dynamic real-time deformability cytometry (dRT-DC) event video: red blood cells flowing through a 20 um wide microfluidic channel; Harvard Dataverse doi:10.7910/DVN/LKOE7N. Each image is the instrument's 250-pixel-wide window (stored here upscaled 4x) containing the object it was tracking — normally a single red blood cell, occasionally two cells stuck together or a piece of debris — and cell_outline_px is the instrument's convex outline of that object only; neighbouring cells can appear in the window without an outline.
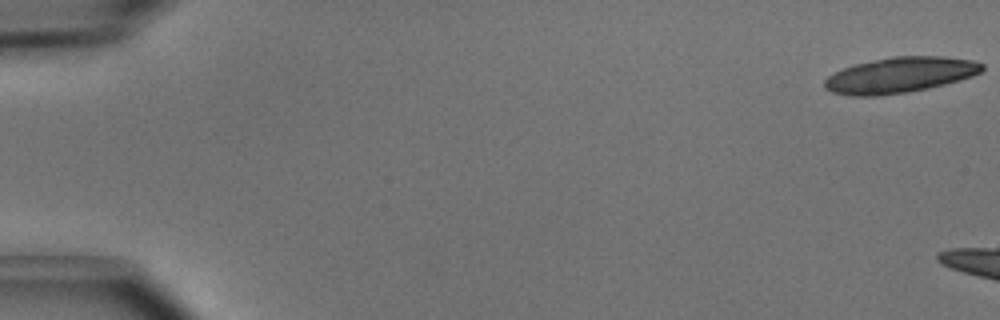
{"species": "common noctule bat (a hibernating species)", "species_latin": "Nyctalus noctula", "temperature_condition": "cold", "stored_images_in_passage": 6, "camera_frame_rate_fps": 3000, "um_per_image_px": 0.085, "animal": {"sex": "male", "body_mass_g": 15.6}, "frame": {"image": 1, "passage_image": 1, "time_ms": 0.0, "image_size_px": [1000, 320], "cell_outline_px": [[984, 68], [980, 72], [972, 76], [960, 80], [928, 88], [908, 92], [880, 96], [852, 96], [832, 92], [824, 88], [824, 80], [828, 76], [844, 68], [856, 64], [892, 56], [940, 56], [972, 60], [984, 64]], "centroid_in_image_um": [76.49, 6.38], "position_along_channel_um": 8.5, "area_um2": 32.6}}